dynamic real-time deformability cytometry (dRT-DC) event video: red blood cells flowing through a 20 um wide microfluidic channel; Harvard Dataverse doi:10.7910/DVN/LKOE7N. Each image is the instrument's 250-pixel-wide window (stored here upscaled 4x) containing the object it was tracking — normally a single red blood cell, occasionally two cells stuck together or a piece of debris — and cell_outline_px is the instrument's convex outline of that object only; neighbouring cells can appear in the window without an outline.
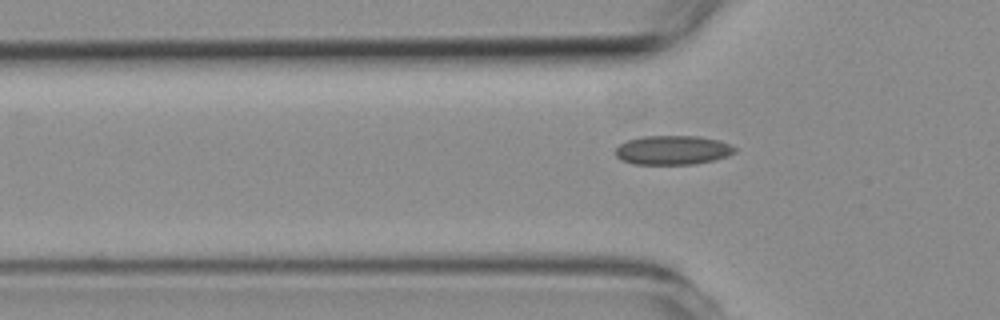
{"species": "common noctule bat (a hibernating species)", "species_latin": "Nyctalus noctula", "temperature_condition": "room temperature", "stored_images_in_passage": 5, "camera_frame_rate_fps": 3000, "um_per_image_px": 0.085, "animal": {"sex": "female", "body_mass_g": 19.3, "forearm_length_mm": 54.1}, "frame": {"image": 1, "passage_image": 5, "time_ms": 4.667, "image_size_px": [1000, 320], "cell_outline_px": [[736, 152], [728, 156], [696, 164], [632, 164], [620, 160], [616, 156], [616, 148], [620, 144], [628, 140], [644, 136], [696, 136], [716, 140], [728, 144], [736, 148]], "centroid_in_image_um": [57.15, 12.77], "position_along_channel_um": 68.6, "area_um2": 20.17}}